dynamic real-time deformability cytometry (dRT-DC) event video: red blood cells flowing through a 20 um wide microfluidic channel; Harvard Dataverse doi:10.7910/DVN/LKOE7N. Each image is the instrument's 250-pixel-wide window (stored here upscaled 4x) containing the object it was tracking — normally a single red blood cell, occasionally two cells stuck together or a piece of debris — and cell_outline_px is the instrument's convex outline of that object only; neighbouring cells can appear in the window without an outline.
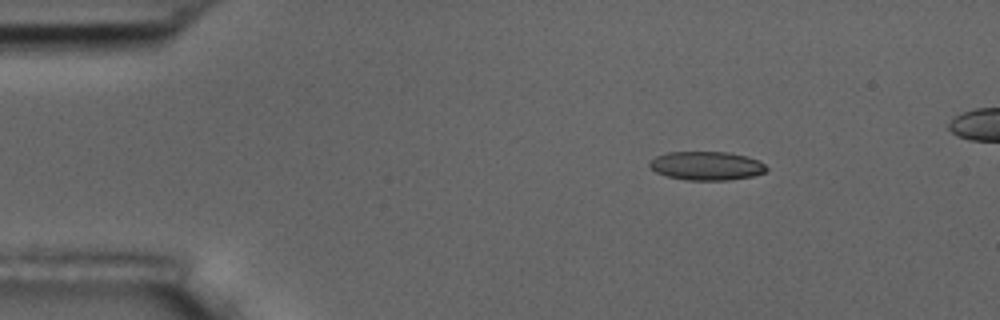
{"species": "common noctule bat (a hibernating species)", "species_latin": "Nyctalus noctula", "temperature_condition": "room temperature", "stored_images_in_passage": 3, "camera_frame_rate_fps": 3000, "um_per_image_px": 0.085, "animal": {"sex": "male", "body_mass_g": 17.5, "forearm_length_mm": 52.3}, "frame": {"image": 1, "passage_image": 1, "time_ms": 0.0, "image_size_px": [1000, 320], "cell_outline_px": [[768, 168], [764, 172], [752, 176], [728, 180], [688, 180], [668, 176], [656, 172], [648, 168], [648, 164], [656, 156], [668, 152], [728, 152], [744, 156], [756, 160], [764, 164]], "centroid_in_image_um": [60.01, 14.09], "position_along_channel_um": 25.0, "area_um2": 19.36}}